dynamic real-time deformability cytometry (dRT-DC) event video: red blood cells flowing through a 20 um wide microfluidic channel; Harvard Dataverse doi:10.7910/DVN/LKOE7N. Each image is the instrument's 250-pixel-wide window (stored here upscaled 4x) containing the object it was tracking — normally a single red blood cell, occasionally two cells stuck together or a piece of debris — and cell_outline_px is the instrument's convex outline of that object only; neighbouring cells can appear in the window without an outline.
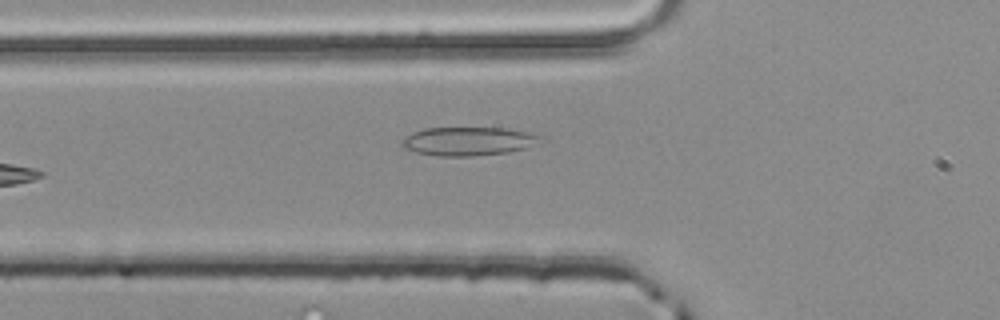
{"species": "common noctule bat (a hibernating species)", "species_latin": "Nyctalus noctula", "temperature_condition": "room temperature", "stored_images_in_passage": 6, "camera_frame_rate_fps": 3000, "um_per_image_px": 0.085, "animal": {"sex": "male", "body_mass_g": 20.4}, "frame": {"image": 1, "passage_image": 6, "time_ms": 1.667, "image_size_px": [1000, 320], "cell_outline_px": [[540, 136], [524, 148], [508, 152], [472, 156], [436, 156], [416, 152], [404, 148], [400, 144], [412, 132], [424, 128], [508, 128], [528, 132]], "centroid_in_image_um": [39.7, 12.0], "position_along_channel_um": 86.1, "area_um2": 22.54}}